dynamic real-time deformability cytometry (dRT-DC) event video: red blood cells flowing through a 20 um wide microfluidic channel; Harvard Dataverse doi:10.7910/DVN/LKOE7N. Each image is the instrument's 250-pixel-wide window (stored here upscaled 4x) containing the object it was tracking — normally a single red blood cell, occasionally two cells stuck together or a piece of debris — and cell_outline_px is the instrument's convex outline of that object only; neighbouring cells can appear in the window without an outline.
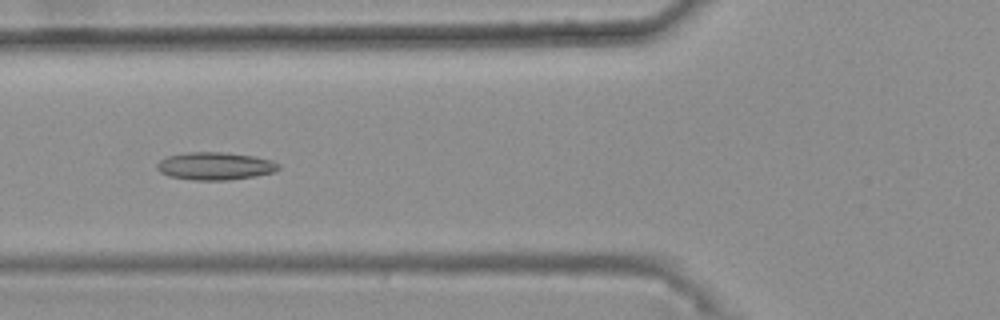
{"species": "common noctule bat (a hibernating species)", "species_latin": "Nyctalus noctula", "temperature_condition": "warm", "stored_images_in_passage": 31, "camera_frame_rate_fps": 3000, "um_per_image_px": 0.085, "animal": {"sex": "female", "body_mass_g": 25.1}, "frame": {"image": 1, "passage_image": 5, "time_ms": 1.333, "image_size_px": [1000, 320], "cell_outline_px": [[280, 168], [276, 172], [228, 180], [192, 180], [168, 176], [160, 172], [156, 168], [156, 164], [160, 160], [168, 156], [188, 152], [220, 152], [252, 156], [272, 160], [280, 164]], "centroid_in_image_um": [18.27, 14.12], "position_along_channel_um": 107.5, "area_um2": 19.59}}
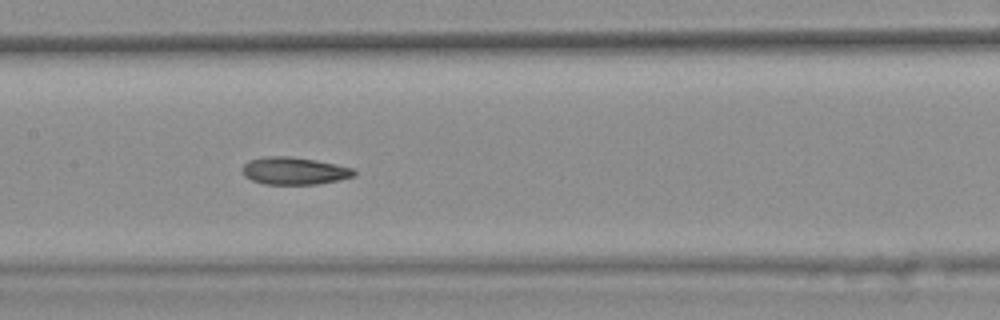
{"frame": {"image": 2, "passage_image": 11, "time_ms": 3.333, "image_size_px": [1000, 320], "cell_outline_px": [[356, 176], [316, 184], [264, 184], [252, 180], [244, 176], [240, 168], [248, 160], [264, 156], [288, 156], [316, 160], [336, 164], [352, 168], [356, 172]], "centroid_in_image_um": [24.96, 14.51], "position_along_channel_um": 182.4, "area_um2": 17.92}}
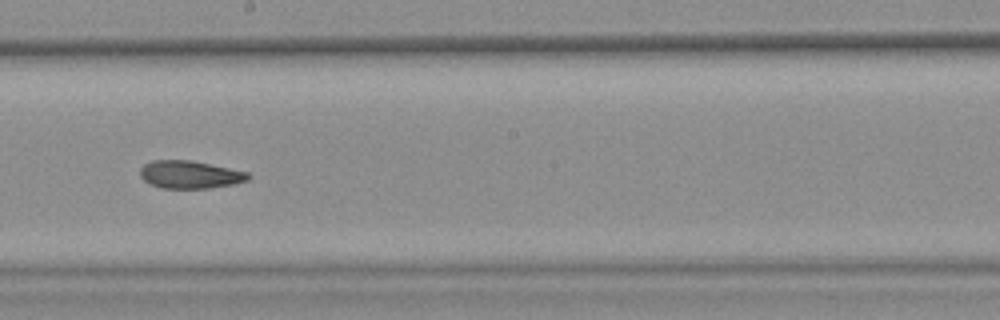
{"frame": {"image": 3, "passage_image": 15, "time_ms": 4.667, "image_size_px": [1000, 320], "cell_outline_px": [[252, 176], [248, 180], [232, 184], [208, 188], [160, 188], [148, 184], [140, 176], [140, 168], [144, 164], [152, 160], [188, 160], [248, 172]], "centroid_in_image_um": [16.1, 14.84], "position_along_channel_um": 232.1, "area_um2": 17.4}, "authors_computed_cell_mechanics": {"area_um2": 17.8024, "velocity_mm_per_s": 3.7414, "shape_relaxation_time_tau1_ms": null, "shape_relaxation_time_tau2_ms": 4.0432, "deformation_change_tau1": null, "deformation_change_tau2": 0.1073}}